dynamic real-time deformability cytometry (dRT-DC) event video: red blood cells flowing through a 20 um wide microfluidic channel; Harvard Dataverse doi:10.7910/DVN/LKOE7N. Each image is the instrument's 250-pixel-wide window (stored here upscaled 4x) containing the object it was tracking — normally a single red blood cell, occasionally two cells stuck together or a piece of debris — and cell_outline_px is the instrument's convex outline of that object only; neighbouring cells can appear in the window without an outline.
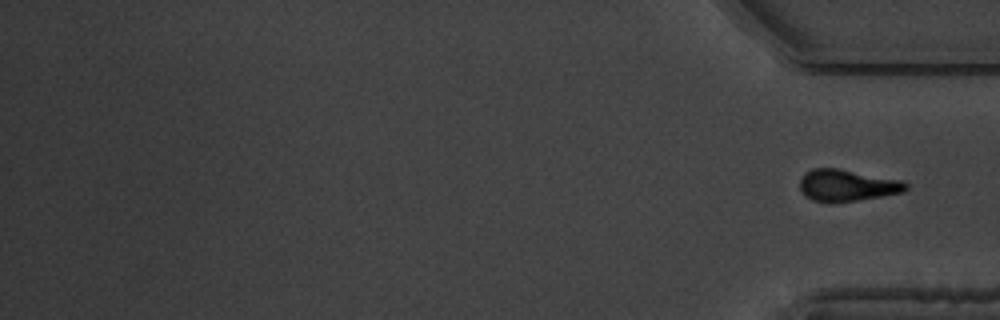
{"species": "common noctule bat (a hibernating species)", "species_latin": "Nyctalus noctula", "temperature_condition": "warm", "stored_images_in_passage": 19, "camera_frame_rate_fps": 3000, "um_per_image_px": 0.085, "animal": {"sex": "male", "body_mass_g": 19.5, "forearm_length_mm": 54.6}, "frame": {"image": 1, "passage_image": 19, "time_ms": 20.667, "image_size_px": [1000, 320], "cell_outline_px": [[908, 188], [904, 192], [856, 200], [812, 200], [804, 196], [800, 192], [800, 180], [812, 168], [836, 168], [900, 180], [908, 184]], "centroid_in_image_um": [72.0, 15.74], "position_along_channel_um": 363.2, "area_um2": 18.9}}